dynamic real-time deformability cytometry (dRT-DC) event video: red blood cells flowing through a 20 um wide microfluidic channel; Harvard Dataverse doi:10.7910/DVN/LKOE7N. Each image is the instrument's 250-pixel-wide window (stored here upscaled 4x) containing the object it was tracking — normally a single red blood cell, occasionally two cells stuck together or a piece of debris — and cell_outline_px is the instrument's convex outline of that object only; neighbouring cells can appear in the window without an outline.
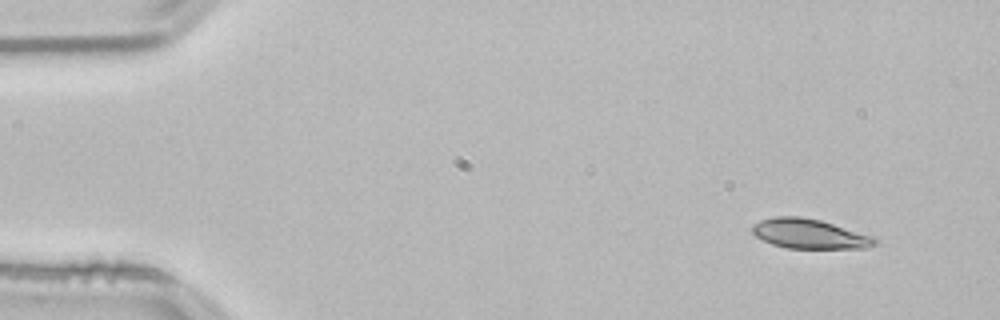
{"species": "common noctule bat (a hibernating species)", "species_latin": "Nyctalus noctula", "temperature_condition": "room temperature", "stored_images_in_passage": 50, "camera_frame_rate_fps": 3000, "um_per_image_px": 0.085, "animal": {"sex": "male", "body_mass_g": 21.5, "forearm_length_mm": 52.0}, "frame": {"image": 1, "passage_image": 1, "time_ms": 0.0, "image_size_px": [1000, 320], "cell_outline_px": [[876, 244], [864, 248], [788, 248], [772, 244], [756, 236], [752, 232], [752, 224], [760, 220], [776, 216], [800, 216], [820, 220], [876, 236]], "centroid_in_image_um": [68.82, 19.86], "position_along_channel_um": 16.2, "area_um2": 21.21}}
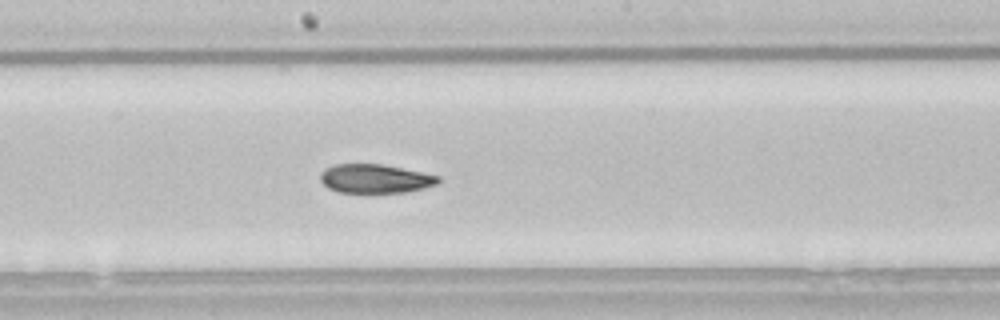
{"frame": {"image": 2, "passage_image": 25, "time_ms": 8.0, "image_size_px": [1000, 320], "cell_outline_px": [[440, 180], [436, 184], [424, 188], [404, 192], [340, 192], [328, 188], [320, 180], [320, 172], [324, 168], [332, 164], [380, 164], [440, 176]], "centroid_in_image_um": [31.84, 15.18], "position_along_channel_um": 216.4, "area_um2": 19.65}}
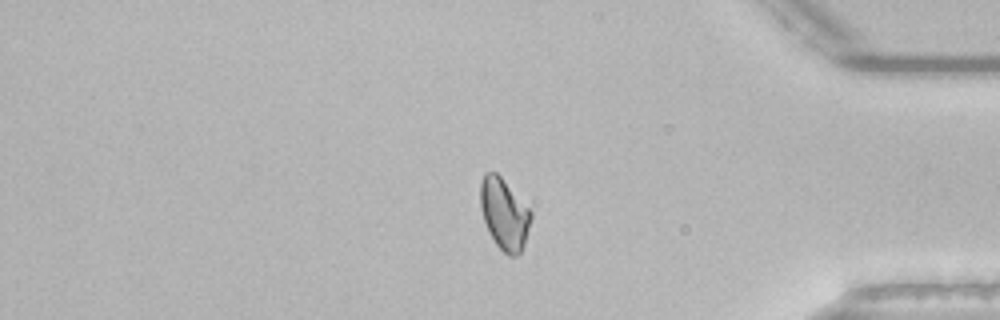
{"frame": {"image": 3, "passage_image": 41, "time_ms": 13.333, "image_size_px": [1000, 320], "cell_outline_px": [[532, 216], [524, 244], [520, 252], [516, 256], [508, 256], [496, 244], [488, 232], [480, 208], [480, 180], [484, 172], [496, 172], [500, 176], [532, 212]], "centroid_in_image_um": [42.83, 18.18], "position_along_channel_um": 392.4, "area_um2": 20.87}, "authors_computed_cell_mechanics": {"area_um2": 20.9814, "velocity_mm_per_s": 3.7995, "shape_relaxation_time_tau1_ms": 5.9557, "shape_relaxation_time_tau2_ms": 3.6948, "deformation_change_tau1": 0.1634, "deformation_change_tau2": 0.0817}}